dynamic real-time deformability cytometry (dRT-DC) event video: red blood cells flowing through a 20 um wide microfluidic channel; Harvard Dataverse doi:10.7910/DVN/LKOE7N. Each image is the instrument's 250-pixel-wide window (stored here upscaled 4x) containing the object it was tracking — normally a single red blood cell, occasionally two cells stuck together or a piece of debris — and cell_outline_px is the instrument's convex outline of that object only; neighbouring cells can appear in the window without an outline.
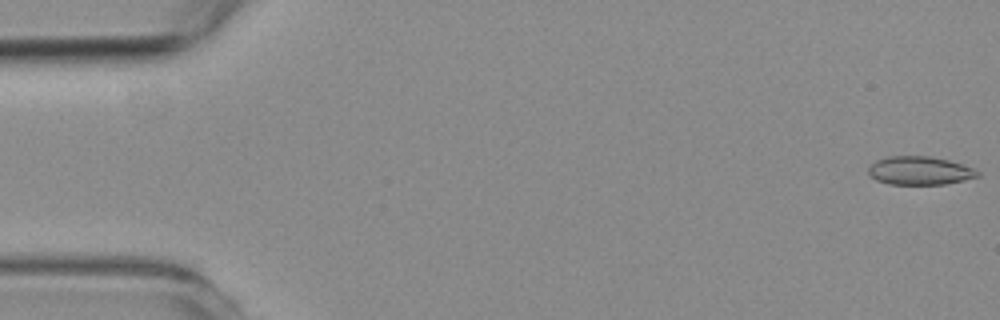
{"species": "common noctule bat (a hibernating species)", "species_latin": "Nyctalus noctula", "temperature_condition": "room temperature", "stored_images_in_passage": 58, "camera_frame_rate_fps": 3000, "um_per_image_px": 0.085, "animal": {"sex": "female", "body_mass_g": 19.3, "forearm_length_mm": 54.1}, "frame": {"image": 1, "passage_image": 1, "time_ms": 0.0, "image_size_px": [1000, 320], "cell_outline_px": [[980, 176], [964, 180], [944, 184], [888, 184], [876, 180], [868, 172], [868, 168], [876, 160], [888, 156], [928, 156], [948, 160], [972, 168], [980, 172]], "centroid_in_image_um": [78.16, 14.5], "position_along_channel_um": 6.8, "area_um2": 17.92}}
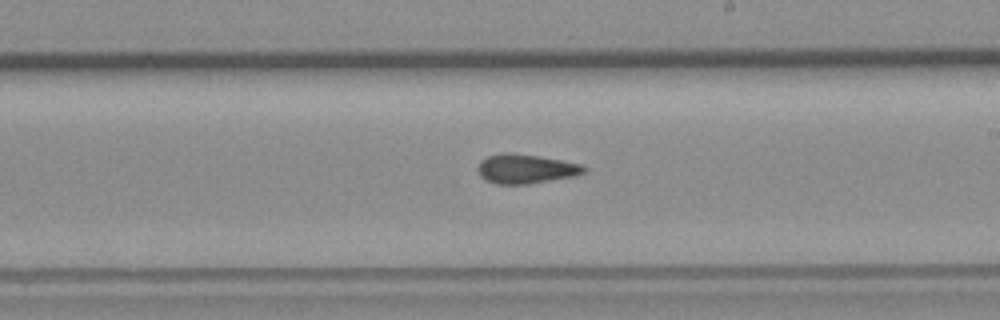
{"frame": {"image": 2, "passage_image": 33, "time_ms": 10.667, "image_size_px": [1000, 320], "cell_outline_px": [[588, 168], [584, 172], [572, 176], [528, 184], [496, 184], [484, 180], [480, 176], [476, 168], [480, 160], [488, 156], [504, 152], [508, 152], [536, 156], [584, 164]], "centroid_in_image_um": [44.64, 14.35], "position_along_channel_um": 244.4, "area_um2": 18.15}}
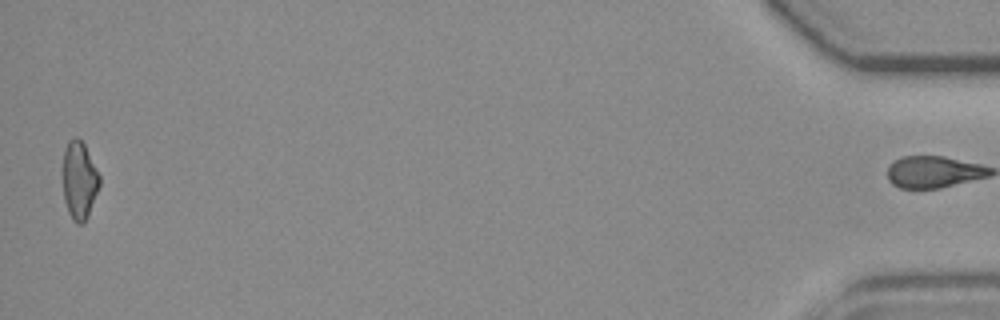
{"frame": {"image": 3, "passage_image": 57, "time_ms": 18.667, "image_size_px": [1000, 320], "cell_outline_px": [[100, 184], [88, 216], [84, 224], [76, 224], [72, 220], [68, 212], [64, 200], [64, 148], [68, 140], [76, 136], [84, 144], [100, 176]], "centroid_in_image_um": [6.74, 15.35], "position_along_channel_um": 428.5, "area_um2": 16.53}, "authors_computed_cell_mechanics": {"area_um2": 17.8891, "velocity_mm_per_s": 3.5669, "shape_relaxation_time_tau1_ms": null, "shape_relaxation_time_tau2_ms": 3.3844, "deformation_change_tau1": null, "deformation_change_tau2": 0.115}}